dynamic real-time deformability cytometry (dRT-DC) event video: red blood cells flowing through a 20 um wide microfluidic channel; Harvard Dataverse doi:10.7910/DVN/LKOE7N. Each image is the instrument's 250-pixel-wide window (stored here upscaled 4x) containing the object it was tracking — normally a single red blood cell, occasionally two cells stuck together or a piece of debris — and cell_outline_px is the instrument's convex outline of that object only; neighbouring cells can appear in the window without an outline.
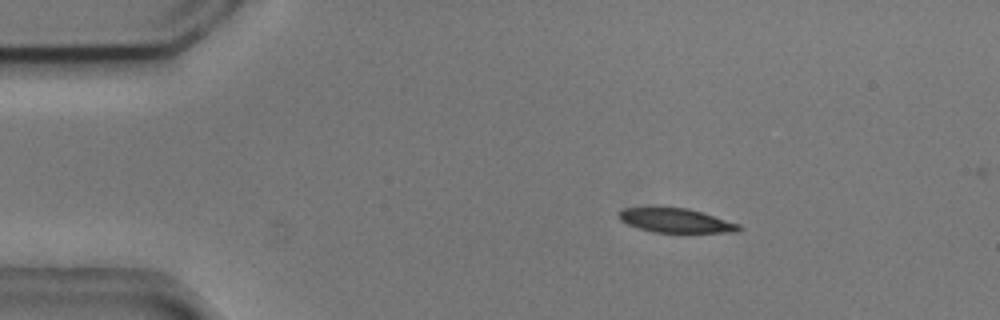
{"species": "common noctule bat (a hibernating species)", "species_latin": "Nyctalus noctula", "temperature_condition": "cold", "stored_images_in_passage": 53, "camera_frame_rate_fps": 3000, "um_per_image_px": 0.085, "animal": {"sex": "male", "body_mass_g": 20.5, "forearm_length_mm": 52.5}, "frame": {"image": 1, "passage_image": 8, "time_ms": 2.333, "image_size_px": [1000, 320], "cell_outline_px": [[744, 228], [740, 232], [652, 232], [628, 224], [620, 220], [616, 216], [616, 212], [624, 208], [688, 208], [740, 224]], "centroid_in_image_um": [57.45, 18.75], "position_along_channel_um": 27.5, "area_um2": 16.82}}
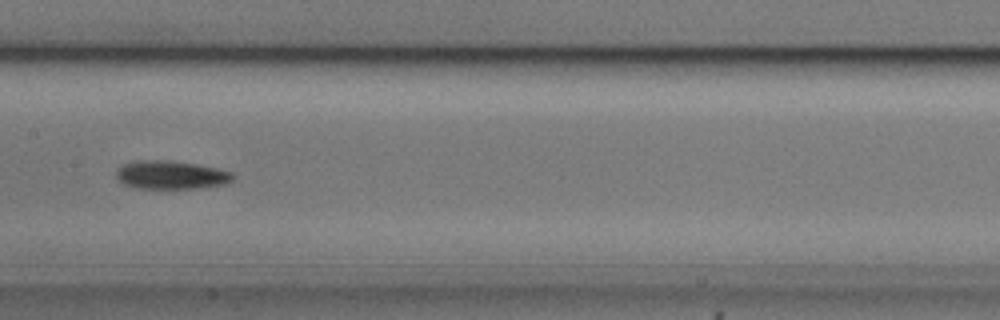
{"frame": {"image": 2, "passage_image": 26, "time_ms": 8.333, "image_size_px": [1000, 320], "cell_outline_px": [[236, 176], [232, 180], [224, 184], [200, 188], [136, 188], [124, 184], [116, 176], [116, 168], [124, 164], [136, 160], [172, 160], [196, 164], [216, 168], [232, 172]], "centroid_in_image_um": [14.53, 14.86], "position_along_channel_um": 192.9, "area_um2": 19.36}}
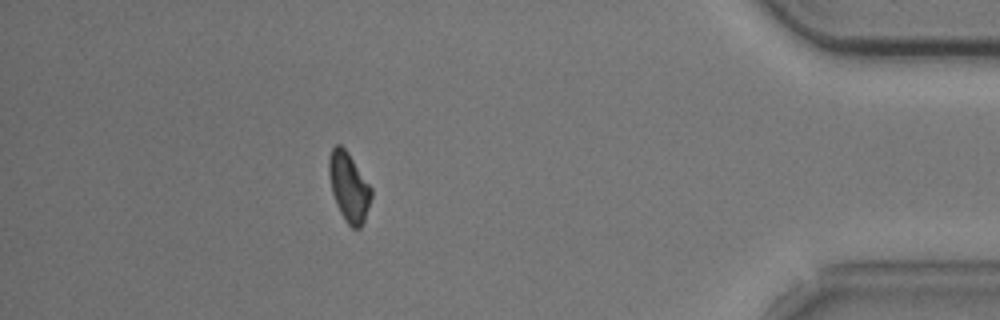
{"frame": {"image": 3, "passage_image": 47, "time_ms": 15.333, "image_size_px": [1000, 320], "cell_outline_px": [[372, 196], [364, 220], [360, 228], [352, 228], [344, 220], [336, 204], [332, 192], [328, 172], [328, 156], [332, 148], [336, 144], [340, 144], [348, 152], [372, 188]], "centroid_in_image_um": [29.64, 15.88], "position_along_channel_um": 405.6, "area_um2": 17.05}, "authors_computed_cell_mechanics": {"area_um2": 17.8602, "velocity_mm_per_s": 3.7164, "shape_relaxation_time_tau1_ms": 3.5909, "shape_relaxation_time_tau2_ms": null, "deformation_change_tau1": 0.0961, "deformation_change_tau2": null}}